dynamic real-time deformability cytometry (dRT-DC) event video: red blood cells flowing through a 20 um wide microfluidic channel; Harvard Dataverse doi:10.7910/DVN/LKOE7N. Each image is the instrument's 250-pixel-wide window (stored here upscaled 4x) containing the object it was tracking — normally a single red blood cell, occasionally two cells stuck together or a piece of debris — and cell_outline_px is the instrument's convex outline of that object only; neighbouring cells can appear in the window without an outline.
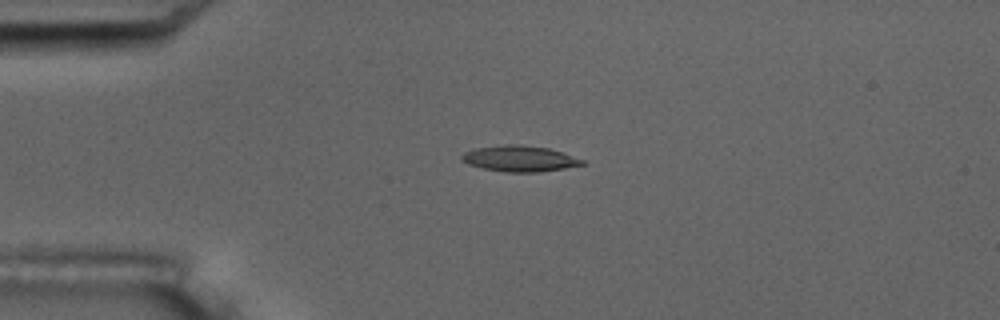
{"species": "common noctule bat (a hibernating species)", "species_latin": "Nyctalus noctula", "temperature_condition": "room temperature", "stored_images_in_passage": 4, "camera_frame_rate_fps": 3000, "um_per_image_px": 0.085, "animal": {"sex": "male", "body_mass_g": 17.5, "forearm_length_mm": 52.3}, "frame": {"image": 1, "passage_image": 3, "time_ms": 3.333, "image_size_px": [1000, 320], "cell_outline_px": [[584, 164], [564, 168], [540, 172], [504, 172], [484, 168], [468, 164], [460, 160], [460, 156], [464, 152], [476, 148], [504, 144], [520, 144], [548, 148], [584, 160]], "centroid_in_image_um": [44.12, 13.48], "position_along_channel_um": 40.9, "area_um2": 18.09}}